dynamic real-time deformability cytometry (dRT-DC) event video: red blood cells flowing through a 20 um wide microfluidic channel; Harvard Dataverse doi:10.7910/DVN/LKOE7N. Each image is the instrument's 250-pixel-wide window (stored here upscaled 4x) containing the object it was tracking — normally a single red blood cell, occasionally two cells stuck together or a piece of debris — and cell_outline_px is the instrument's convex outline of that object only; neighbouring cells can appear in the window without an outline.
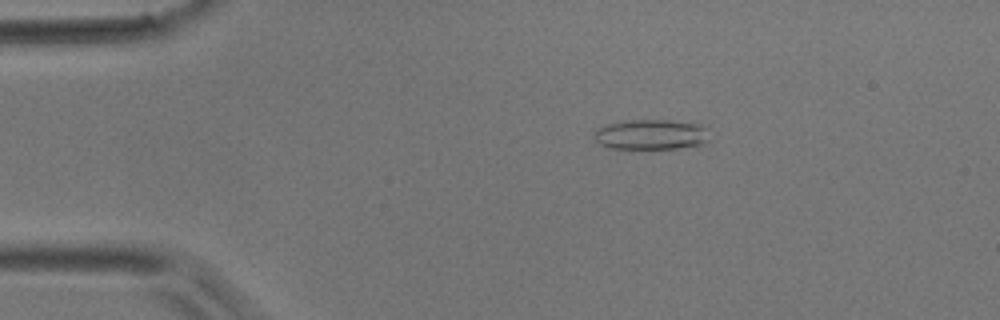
{"species": "common noctule bat (a hibernating species)", "species_latin": "Nyctalus noctula", "temperature_condition": "room temperature", "stored_images_in_passage": 2, "camera_frame_rate_fps": 3000, "um_per_image_px": 0.085, "animal": {"sex": "male", "body_mass_g": 17.9}, "frame": {"image": 1, "passage_image": 1, "time_ms": 0.0, "image_size_px": [1000, 320], "cell_outline_px": [[708, 140], [704, 144], [680, 148], [612, 148], [600, 144], [592, 136], [596, 128], [604, 124], [632, 120], [672, 120], [708, 124]], "centroid_in_image_um": [55.4, 11.41], "position_along_channel_um": 29.6, "area_um2": 20.69}}